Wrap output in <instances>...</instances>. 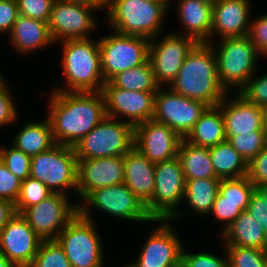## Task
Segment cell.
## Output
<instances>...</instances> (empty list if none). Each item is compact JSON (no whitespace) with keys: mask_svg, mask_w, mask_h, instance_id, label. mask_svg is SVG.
Returning <instances> with one entry per match:
<instances>
[{"mask_svg":"<svg viewBox=\"0 0 267 267\" xmlns=\"http://www.w3.org/2000/svg\"><path fill=\"white\" fill-rule=\"evenodd\" d=\"M250 7L249 0H218L213 5L210 43L215 33L220 39L247 36L251 21Z\"/></svg>","mask_w":267,"mask_h":267,"instance_id":"44dd1931","label":"cell"},{"mask_svg":"<svg viewBox=\"0 0 267 267\" xmlns=\"http://www.w3.org/2000/svg\"><path fill=\"white\" fill-rule=\"evenodd\" d=\"M69 3H76L81 5H86L88 7H92L98 11V9L107 10L110 5V0H59Z\"/></svg>","mask_w":267,"mask_h":267,"instance_id":"f907efd6","label":"cell"},{"mask_svg":"<svg viewBox=\"0 0 267 267\" xmlns=\"http://www.w3.org/2000/svg\"><path fill=\"white\" fill-rule=\"evenodd\" d=\"M124 183V156L78 160L77 197L82 201L91 191Z\"/></svg>","mask_w":267,"mask_h":267,"instance_id":"ffe728a7","label":"cell"},{"mask_svg":"<svg viewBox=\"0 0 267 267\" xmlns=\"http://www.w3.org/2000/svg\"><path fill=\"white\" fill-rule=\"evenodd\" d=\"M256 73L237 92L247 102L258 106L267 104V73L255 77Z\"/></svg>","mask_w":267,"mask_h":267,"instance_id":"f35d334b","label":"cell"},{"mask_svg":"<svg viewBox=\"0 0 267 267\" xmlns=\"http://www.w3.org/2000/svg\"><path fill=\"white\" fill-rule=\"evenodd\" d=\"M42 241L27 220L15 213L0 233V255L16 267H29Z\"/></svg>","mask_w":267,"mask_h":267,"instance_id":"ac0fdd59","label":"cell"},{"mask_svg":"<svg viewBox=\"0 0 267 267\" xmlns=\"http://www.w3.org/2000/svg\"><path fill=\"white\" fill-rule=\"evenodd\" d=\"M255 189V185L247 176L221 179L219 185V193L222 195V201L249 202Z\"/></svg>","mask_w":267,"mask_h":267,"instance_id":"8d00e7d4","label":"cell"},{"mask_svg":"<svg viewBox=\"0 0 267 267\" xmlns=\"http://www.w3.org/2000/svg\"><path fill=\"white\" fill-rule=\"evenodd\" d=\"M262 110H263V123H264V127L267 129V104L262 106Z\"/></svg>","mask_w":267,"mask_h":267,"instance_id":"f5cc1de1","label":"cell"},{"mask_svg":"<svg viewBox=\"0 0 267 267\" xmlns=\"http://www.w3.org/2000/svg\"><path fill=\"white\" fill-rule=\"evenodd\" d=\"M209 153L216 175L220 179L247 176V162L228 141L210 147Z\"/></svg>","mask_w":267,"mask_h":267,"instance_id":"1f68e13d","label":"cell"},{"mask_svg":"<svg viewBox=\"0 0 267 267\" xmlns=\"http://www.w3.org/2000/svg\"><path fill=\"white\" fill-rule=\"evenodd\" d=\"M2 150H3V147H0V162L2 161Z\"/></svg>","mask_w":267,"mask_h":267,"instance_id":"6f0895ef","label":"cell"},{"mask_svg":"<svg viewBox=\"0 0 267 267\" xmlns=\"http://www.w3.org/2000/svg\"><path fill=\"white\" fill-rule=\"evenodd\" d=\"M29 267H71L63 248L56 240L42 241Z\"/></svg>","mask_w":267,"mask_h":267,"instance_id":"d590c367","label":"cell"},{"mask_svg":"<svg viewBox=\"0 0 267 267\" xmlns=\"http://www.w3.org/2000/svg\"><path fill=\"white\" fill-rule=\"evenodd\" d=\"M8 35L12 45L21 53L55 44L50 35L48 23L20 14Z\"/></svg>","mask_w":267,"mask_h":267,"instance_id":"484cf974","label":"cell"},{"mask_svg":"<svg viewBox=\"0 0 267 267\" xmlns=\"http://www.w3.org/2000/svg\"><path fill=\"white\" fill-rule=\"evenodd\" d=\"M22 185V181L13 175L6 165L0 162V198L15 204Z\"/></svg>","mask_w":267,"mask_h":267,"instance_id":"ee69618b","label":"cell"},{"mask_svg":"<svg viewBox=\"0 0 267 267\" xmlns=\"http://www.w3.org/2000/svg\"><path fill=\"white\" fill-rule=\"evenodd\" d=\"M160 87L155 95L153 118L166 124L185 138L195 123L209 107L205 103L174 93L170 88Z\"/></svg>","mask_w":267,"mask_h":267,"instance_id":"4fadbf2b","label":"cell"},{"mask_svg":"<svg viewBox=\"0 0 267 267\" xmlns=\"http://www.w3.org/2000/svg\"><path fill=\"white\" fill-rule=\"evenodd\" d=\"M150 1H154V2L160 3V4L164 5L168 9V6H169L168 3H170L169 1H171V0H150Z\"/></svg>","mask_w":267,"mask_h":267,"instance_id":"11a10c76","label":"cell"},{"mask_svg":"<svg viewBox=\"0 0 267 267\" xmlns=\"http://www.w3.org/2000/svg\"><path fill=\"white\" fill-rule=\"evenodd\" d=\"M220 42L217 47L209 43L216 56L218 80L227 93L234 88L239 91L255 74L259 53L248 36L226 37Z\"/></svg>","mask_w":267,"mask_h":267,"instance_id":"5b68a950","label":"cell"},{"mask_svg":"<svg viewBox=\"0 0 267 267\" xmlns=\"http://www.w3.org/2000/svg\"><path fill=\"white\" fill-rule=\"evenodd\" d=\"M155 165L134 147L124 156V184L145 206L155 189Z\"/></svg>","mask_w":267,"mask_h":267,"instance_id":"603a6c76","label":"cell"},{"mask_svg":"<svg viewBox=\"0 0 267 267\" xmlns=\"http://www.w3.org/2000/svg\"><path fill=\"white\" fill-rule=\"evenodd\" d=\"M228 94L217 105L224 117L226 135L267 131L263 123V110L261 106L247 102L238 93L231 100Z\"/></svg>","mask_w":267,"mask_h":267,"instance_id":"7402d4cb","label":"cell"},{"mask_svg":"<svg viewBox=\"0 0 267 267\" xmlns=\"http://www.w3.org/2000/svg\"><path fill=\"white\" fill-rule=\"evenodd\" d=\"M11 144L31 157L50 150L56 143L48 117L41 122L25 124Z\"/></svg>","mask_w":267,"mask_h":267,"instance_id":"83f0119b","label":"cell"},{"mask_svg":"<svg viewBox=\"0 0 267 267\" xmlns=\"http://www.w3.org/2000/svg\"><path fill=\"white\" fill-rule=\"evenodd\" d=\"M0 267H16L8 258L0 255Z\"/></svg>","mask_w":267,"mask_h":267,"instance_id":"816d5d0a","label":"cell"},{"mask_svg":"<svg viewBox=\"0 0 267 267\" xmlns=\"http://www.w3.org/2000/svg\"><path fill=\"white\" fill-rule=\"evenodd\" d=\"M120 219L138 222H157L152 219L143 202L124 184L107 186L91 191L79 205V213L93 220L88 205Z\"/></svg>","mask_w":267,"mask_h":267,"instance_id":"30bf717a","label":"cell"},{"mask_svg":"<svg viewBox=\"0 0 267 267\" xmlns=\"http://www.w3.org/2000/svg\"><path fill=\"white\" fill-rule=\"evenodd\" d=\"M4 79L3 74L0 72V82Z\"/></svg>","mask_w":267,"mask_h":267,"instance_id":"680465c9","label":"cell"},{"mask_svg":"<svg viewBox=\"0 0 267 267\" xmlns=\"http://www.w3.org/2000/svg\"><path fill=\"white\" fill-rule=\"evenodd\" d=\"M157 222L163 223L151 231L137 261L127 264L128 267H181L184 247L181 239L173 231L172 225L169 224L172 221L157 219Z\"/></svg>","mask_w":267,"mask_h":267,"instance_id":"2e32d148","label":"cell"},{"mask_svg":"<svg viewBox=\"0 0 267 267\" xmlns=\"http://www.w3.org/2000/svg\"><path fill=\"white\" fill-rule=\"evenodd\" d=\"M257 190L263 195V197L267 201V184L258 187Z\"/></svg>","mask_w":267,"mask_h":267,"instance_id":"db71d44e","label":"cell"},{"mask_svg":"<svg viewBox=\"0 0 267 267\" xmlns=\"http://www.w3.org/2000/svg\"><path fill=\"white\" fill-rule=\"evenodd\" d=\"M134 147V127L106 116L74 146L78 160L125 156Z\"/></svg>","mask_w":267,"mask_h":267,"instance_id":"8992f818","label":"cell"},{"mask_svg":"<svg viewBox=\"0 0 267 267\" xmlns=\"http://www.w3.org/2000/svg\"><path fill=\"white\" fill-rule=\"evenodd\" d=\"M174 93L217 106L227 95L217 76L215 52L207 42H198L189 52L169 87Z\"/></svg>","mask_w":267,"mask_h":267,"instance_id":"7a4b0ae2","label":"cell"},{"mask_svg":"<svg viewBox=\"0 0 267 267\" xmlns=\"http://www.w3.org/2000/svg\"><path fill=\"white\" fill-rule=\"evenodd\" d=\"M248 204L249 202L222 201V195L218 192L210 215L213 214L215 219L225 223L224 230L234 222L242 211L247 210Z\"/></svg>","mask_w":267,"mask_h":267,"instance_id":"ab89813d","label":"cell"},{"mask_svg":"<svg viewBox=\"0 0 267 267\" xmlns=\"http://www.w3.org/2000/svg\"><path fill=\"white\" fill-rule=\"evenodd\" d=\"M166 10L150 0H110L106 17L115 32L151 40L159 36Z\"/></svg>","mask_w":267,"mask_h":267,"instance_id":"277c9868","label":"cell"},{"mask_svg":"<svg viewBox=\"0 0 267 267\" xmlns=\"http://www.w3.org/2000/svg\"><path fill=\"white\" fill-rule=\"evenodd\" d=\"M15 213L14 204L8 200L0 198V233Z\"/></svg>","mask_w":267,"mask_h":267,"instance_id":"681fc988","label":"cell"},{"mask_svg":"<svg viewBox=\"0 0 267 267\" xmlns=\"http://www.w3.org/2000/svg\"><path fill=\"white\" fill-rule=\"evenodd\" d=\"M220 182V178L186 180L183 200L188 201L189 207L197 214L210 215Z\"/></svg>","mask_w":267,"mask_h":267,"instance_id":"4dcf8cb0","label":"cell"},{"mask_svg":"<svg viewBox=\"0 0 267 267\" xmlns=\"http://www.w3.org/2000/svg\"><path fill=\"white\" fill-rule=\"evenodd\" d=\"M102 88H124L129 91L156 93L160 86L157 84L149 59L139 66L115 75Z\"/></svg>","mask_w":267,"mask_h":267,"instance_id":"f546056e","label":"cell"},{"mask_svg":"<svg viewBox=\"0 0 267 267\" xmlns=\"http://www.w3.org/2000/svg\"><path fill=\"white\" fill-rule=\"evenodd\" d=\"M65 194L52 193L21 215L43 240H56L61 230L78 214L79 205H71Z\"/></svg>","mask_w":267,"mask_h":267,"instance_id":"7c38bea8","label":"cell"},{"mask_svg":"<svg viewBox=\"0 0 267 267\" xmlns=\"http://www.w3.org/2000/svg\"><path fill=\"white\" fill-rule=\"evenodd\" d=\"M18 15L17 0H0V34L11 32Z\"/></svg>","mask_w":267,"mask_h":267,"instance_id":"7dc6e473","label":"cell"},{"mask_svg":"<svg viewBox=\"0 0 267 267\" xmlns=\"http://www.w3.org/2000/svg\"><path fill=\"white\" fill-rule=\"evenodd\" d=\"M150 40L141 36L113 32L99 39L101 67L105 83L125 70L149 59Z\"/></svg>","mask_w":267,"mask_h":267,"instance_id":"8fae6325","label":"cell"},{"mask_svg":"<svg viewBox=\"0 0 267 267\" xmlns=\"http://www.w3.org/2000/svg\"><path fill=\"white\" fill-rule=\"evenodd\" d=\"M61 42H63L61 65L67 85L63 89L56 88L52 91L101 92L105 81L101 67L99 39Z\"/></svg>","mask_w":267,"mask_h":267,"instance_id":"3957f363","label":"cell"},{"mask_svg":"<svg viewBox=\"0 0 267 267\" xmlns=\"http://www.w3.org/2000/svg\"><path fill=\"white\" fill-rule=\"evenodd\" d=\"M93 223L78 212L57 236L71 267H103V246Z\"/></svg>","mask_w":267,"mask_h":267,"instance_id":"ba28073f","label":"cell"},{"mask_svg":"<svg viewBox=\"0 0 267 267\" xmlns=\"http://www.w3.org/2000/svg\"><path fill=\"white\" fill-rule=\"evenodd\" d=\"M201 1L214 5L218 0H201Z\"/></svg>","mask_w":267,"mask_h":267,"instance_id":"9f6ffc18","label":"cell"},{"mask_svg":"<svg viewBox=\"0 0 267 267\" xmlns=\"http://www.w3.org/2000/svg\"><path fill=\"white\" fill-rule=\"evenodd\" d=\"M94 11L96 9L86 5L55 0L48 21L53 42L89 39L88 32L97 27Z\"/></svg>","mask_w":267,"mask_h":267,"instance_id":"9a60e30c","label":"cell"},{"mask_svg":"<svg viewBox=\"0 0 267 267\" xmlns=\"http://www.w3.org/2000/svg\"><path fill=\"white\" fill-rule=\"evenodd\" d=\"M197 43L192 37L180 35L178 32L167 34L156 42L154 39L150 40L149 61L160 87L174 81L187 55Z\"/></svg>","mask_w":267,"mask_h":267,"instance_id":"5bb4252c","label":"cell"},{"mask_svg":"<svg viewBox=\"0 0 267 267\" xmlns=\"http://www.w3.org/2000/svg\"><path fill=\"white\" fill-rule=\"evenodd\" d=\"M229 267H267V250L225 245Z\"/></svg>","mask_w":267,"mask_h":267,"instance_id":"d6a6232c","label":"cell"},{"mask_svg":"<svg viewBox=\"0 0 267 267\" xmlns=\"http://www.w3.org/2000/svg\"><path fill=\"white\" fill-rule=\"evenodd\" d=\"M31 159V156L13 145L9 149L4 147L2 150V162L21 181L30 177Z\"/></svg>","mask_w":267,"mask_h":267,"instance_id":"74e56055","label":"cell"},{"mask_svg":"<svg viewBox=\"0 0 267 267\" xmlns=\"http://www.w3.org/2000/svg\"><path fill=\"white\" fill-rule=\"evenodd\" d=\"M52 192L44 183L31 177L22 181L19 196L14 204L15 211L22 214L28 207L46 199Z\"/></svg>","mask_w":267,"mask_h":267,"instance_id":"e575fe53","label":"cell"},{"mask_svg":"<svg viewBox=\"0 0 267 267\" xmlns=\"http://www.w3.org/2000/svg\"><path fill=\"white\" fill-rule=\"evenodd\" d=\"M48 119L56 144L74 147L105 117L101 92L52 91Z\"/></svg>","mask_w":267,"mask_h":267,"instance_id":"6da1fadb","label":"cell"},{"mask_svg":"<svg viewBox=\"0 0 267 267\" xmlns=\"http://www.w3.org/2000/svg\"><path fill=\"white\" fill-rule=\"evenodd\" d=\"M200 147H213L227 140L224 117L218 106L208 107L184 138Z\"/></svg>","mask_w":267,"mask_h":267,"instance_id":"4316f807","label":"cell"},{"mask_svg":"<svg viewBox=\"0 0 267 267\" xmlns=\"http://www.w3.org/2000/svg\"><path fill=\"white\" fill-rule=\"evenodd\" d=\"M247 177L255 188L267 184V143L264 148L247 163Z\"/></svg>","mask_w":267,"mask_h":267,"instance_id":"7bdbcfd3","label":"cell"},{"mask_svg":"<svg viewBox=\"0 0 267 267\" xmlns=\"http://www.w3.org/2000/svg\"><path fill=\"white\" fill-rule=\"evenodd\" d=\"M232 147L248 163L255 157L267 143V131H254L239 135H226Z\"/></svg>","mask_w":267,"mask_h":267,"instance_id":"836d02e7","label":"cell"},{"mask_svg":"<svg viewBox=\"0 0 267 267\" xmlns=\"http://www.w3.org/2000/svg\"><path fill=\"white\" fill-rule=\"evenodd\" d=\"M225 258L208 252L189 253L184 249L181 255V267H229L227 253Z\"/></svg>","mask_w":267,"mask_h":267,"instance_id":"60d3db41","label":"cell"},{"mask_svg":"<svg viewBox=\"0 0 267 267\" xmlns=\"http://www.w3.org/2000/svg\"><path fill=\"white\" fill-rule=\"evenodd\" d=\"M55 0H17L20 15L48 23Z\"/></svg>","mask_w":267,"mask_h":267,"instance_id":"b9f144b4","label":"cell"},{"mask_svg":"<svg viewBox=\"0 0 267 267\" xmlns=\"http://www.w3.org/2000/svg\"><path fill=\"white\" fill-rule=\"evenodd\" d=\"M185 182L178 157L155 165V189L152 200L146 205L152 219L180 220L182 214L176 209L183 202Z\"/></svg>","mask_w":267,"mask_h":267,"instance_id":"9c48e42d","label":"cell"},{"mask_svg":"<svg viewBox=\"0 0 267 267\" xmlns=\"http://www.w3.org/2000/svg\"><path fill=\"white\" fill-rule=\"evenodd\" d=\"M78 159L74 147L56 144L50 150L32 156L30 177L41 181L52 193H77Z\"/></svg>","mask_w":267,"mask_h":267,"instance_id":"52a82bcc","label":"cell"},{"mask_svg":"<svg viewBox=\"0 0 267 267\" xmlns=\"http://www.w3.org/2000/svg\"><path fill=\"white\" fill-rule=\"evenodd\" d=\"M185 180L219 178L214 170L209 148L193 145L182 139L178 156Z\"/></svg>","mask_w":267,"mask_h":267,"instance_id":"f1b7e54d","label":"cell"},{"mask_svg":"<svg viewBox=\"0 0 267 267\" xmlns=\"http://www.w3.org/2000/svg\"><path fill=\"white\" fill-rule=\"evenodd\" d=\"M247 210L256 218L262 230L267 233V201L257 189L250 197Z\"/></svg>","mask_w":267,"mask_h":267,"instance_id":"c3c4849f","label":"cell"},{"mask_svg":"<svg viewBox=\"0 0 267 267\" xmlns=\"http://www.w3.org/2000/svg\"><path fill=\"white\" fill-rule=\"evenodd\" d=\"M179 20L184 28L180 35L189 36L197 42L210 43L213 5L201 0H179Z\"/></svg>","mask_w":267,"mask_h":267,"instance_id":"cb8c5ba5","label":"cell"},{"mask_svg":"<svg viewBox=\"0 0 267 267\" xmlns=\"http://www.w3.org/2000/svg\"><path fill=\"white\" fill-rule=\"evenodd\" d=\"M221 237L225 242L223 245L267 250V233L248 210L242 211L234 222L222 230Z\"/></svg>","mask_w":267,"mask_h":267,"instance_id":"d4e9b609","label":"cell"},{"mask_svg":"<svg viewBox=\"0 0 267 267\" xmlns=\"http://www.w3.org/2000/svg\"><path fill=\"white\" fill-rule=\"evenodd\" d=\"M5 79L0 82V127L17 120V109Z\"/></svg>","mask_w":267,"mask_h":267,"instance_id":"f6af8a7d","label":"cell"},{"mask_svg":"<svg viewBox=\"0 0 267 267\" xmlns=\"http://www.w3.org/2000/svg\"><path fill=\"white\" fill-rule=\"evenodd\" d=\"M106 116L127 118L133 127L153 118L156 93L129 91L124 88H102Z\"/></svg>","mask_w":267,"mask_h":267,"instance_id":"d6986e66","label":"cell"},{"mask_svg":"<svg viewBox=\"0 0 267 267\" xmlns=\"http://www.w3.org/2000/svg\"><path fill=\"white\" fill-rule=\"evenodd\" d=\"M249 39L261 55L267 56V14L250 21Z\"/></svg>","mask_w":267,"mask_h":267,"instance_id":"bcb514c9","label":"cell"},{"mask_svg":"<svg viewBox=\"0 0 267 267\" xmlns=\"http://www.w3.org/2000/svg\"><path fill=\"white\" fill-rule=\"evenodd\" d=\"M182 139L172 128L154 119L134 127V148L154 164L176 158Z\"/></svg>","mask_w":267,"mask_h":267,"instance_id":"e0dca14e","label":"cell"}]
</instances>
